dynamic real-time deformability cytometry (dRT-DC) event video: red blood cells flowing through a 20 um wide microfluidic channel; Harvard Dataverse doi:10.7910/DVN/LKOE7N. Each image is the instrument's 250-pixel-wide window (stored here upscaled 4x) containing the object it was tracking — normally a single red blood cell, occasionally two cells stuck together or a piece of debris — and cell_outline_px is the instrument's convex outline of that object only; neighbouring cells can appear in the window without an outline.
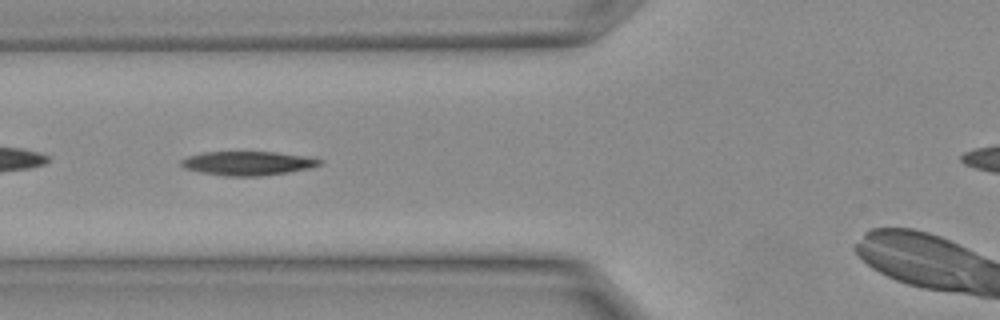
{"species": "Egyptian fruit bat (a non-hibernating species)", "species_latin": "Rousettus aegyptiacus", "temperature_condition": "warm", "stored_images_in_passage": 6, "camera_frame_rate_fps": 3000, "um_per_image_px": 0.085, "animal": {"sex": "female"}, "frame": {"image": 1, "passage_image": 3, "time_ms": 0.667, "image_size_px": [1000, 320], "cell_outline_px": [[324, 164], [308, 168], [288, 172], [260, 176], [228, 176], [204, 172], [184, 168], [180, 164], [180, 160], [188, 156], [204, 152], [276, 152], [316, 156], [324, 160]], "centroid_in_image_um": [21.17, 13.86], "position_along_channel_um": 104.6, "area_um2": 19.54}}